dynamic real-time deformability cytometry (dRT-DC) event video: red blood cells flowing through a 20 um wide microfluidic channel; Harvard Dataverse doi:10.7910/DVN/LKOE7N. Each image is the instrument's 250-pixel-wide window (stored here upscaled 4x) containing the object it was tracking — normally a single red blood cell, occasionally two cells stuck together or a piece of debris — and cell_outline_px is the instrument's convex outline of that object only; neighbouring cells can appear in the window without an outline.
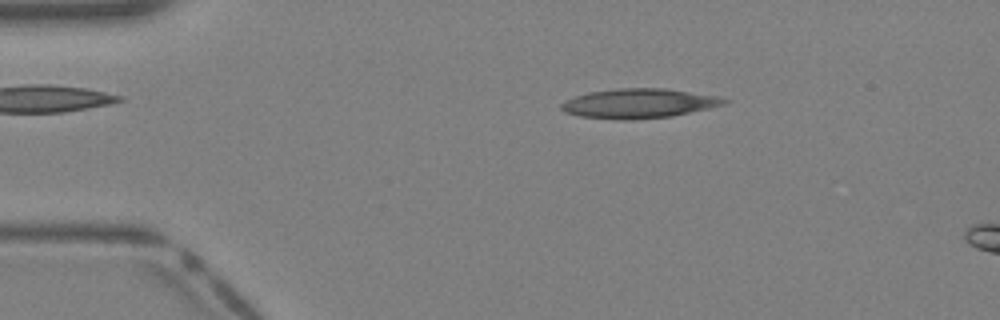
{"species": "Egyptian fruit bat (a non-hibernating species)", "species_latin": "Rousettus aegyptiacus", "temperature_condition": "warm", "stored_images_in_passage": 11, "camera_frame_rate_fps": 3000, "um_per_image_px": 0.085, "animal": {"sex": "female"}, "frame": {"image": 1, "passage_image": 7, "time_ms": 2.0, "image_size_px": [1000, 320], "cell_outline_px": [[732, 100], [724, 104], [708, 108], [672, 116], [628, 120], [624, 120], [580, 116], [564, 112], [560, 108], [560, 104], [564, 100], [588, 92], [620, 88], [664, 88], [720, 96]], "centroid_in_image_um": [54.31, 8.78], "position_along_channel_um": 30.7, "area_um2": 28.03}}